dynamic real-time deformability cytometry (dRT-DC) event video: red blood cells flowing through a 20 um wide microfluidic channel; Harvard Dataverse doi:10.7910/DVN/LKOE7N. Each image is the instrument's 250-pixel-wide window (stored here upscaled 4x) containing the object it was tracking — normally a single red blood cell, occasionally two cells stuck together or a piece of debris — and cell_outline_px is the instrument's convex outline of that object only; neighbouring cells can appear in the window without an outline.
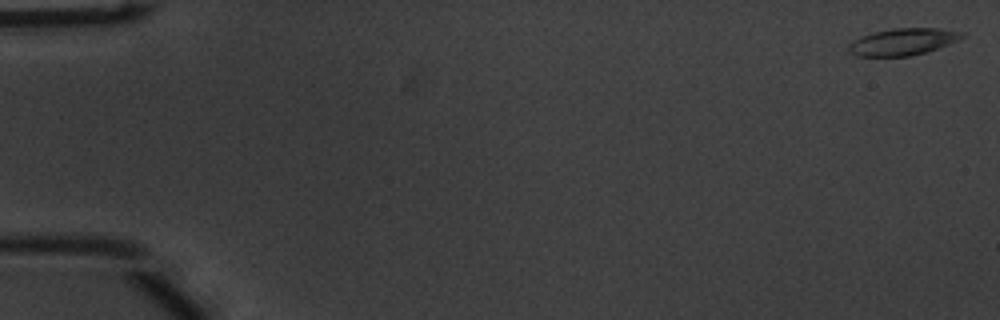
{"species": "common noctule bat (a hibernating species)", "species_latin": "Nyctalus noctula", "temperature_condition": "warm", "stored_images_in_passage": 54, "camera_frame_rate_fps": 3000, "um_per_image_px": 0.085, "animal": {"sex": "male", "body_mass_g": 20.1, "forearm_length_mm": 53.5}, "frame": {"image": 1, "passage_image": 1, "time_ms": 0.0, "image_size_px": [1000, 320], "cell_outline_px": [[964, 36], [948, 44], [924, 52], [908, 56], [856, 56], [848, 52], [848, 44], [852, 40], [872, 32], [892, 28], [936, 28], [964, 32]], "centroid_in_image_um": [76.67, 3.54], "position_along_channel_um": 8.3, "area_um2": 17.63}}
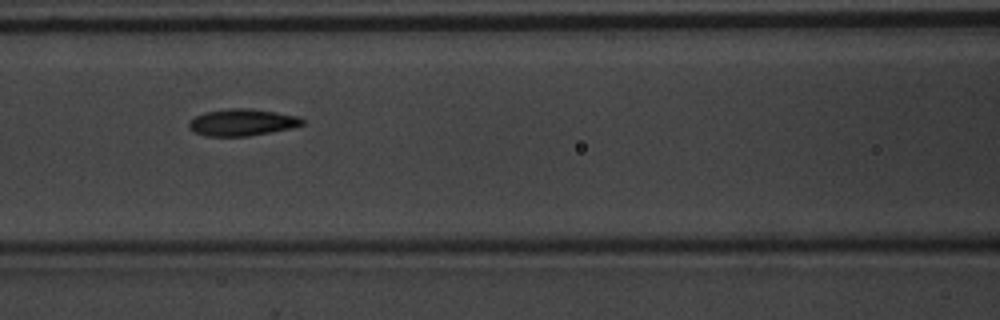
{"frame": {"image": 2, "passage_image": 24, "time_ms": 7.667, "image_size_px": [1000, 320], "cell_outline_px": [[304, 124], [292, 128], [248, 136], [204, 136], [188, 128], [188, 120], [204, 112], [228, 108], [252, 108], [300, 116], [304, 120]], "centroid_in_image_um": [20.58, 10.39], "position_along_channel_um": 146.0, "area_um2": 17.92}}
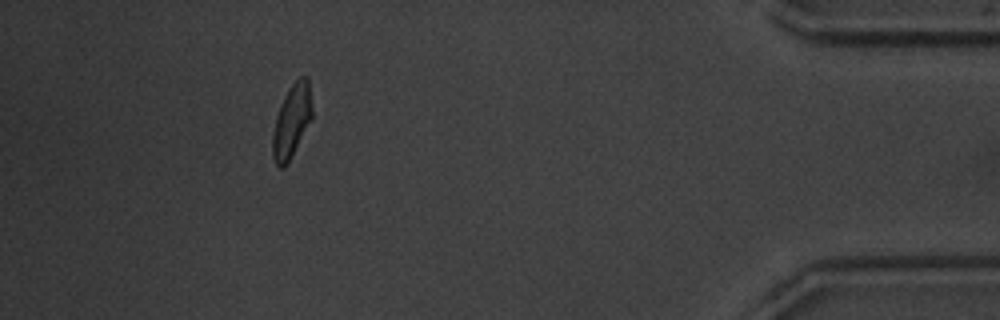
{"frame": {"image": 3, "passage_image": 49, "time_ms": 16.0, "image_size_px": [1000, 320], "cell_outline_px": [[312, 120], [288, 164], [284, 168], [280, 168], [276, 164], [272, 156], [272, 136], [276, 116], [280, 104], [288, 88], [300, 76], [308, 76], [312, 108]], "centroid_in_image_um": [24.8, 10.31], "position_along_channel_um": 410.4, "area_um2": 17.17}, "authors_computed_cell_mechanics": {"area_um2": 17.4845, "velocity_mm_per_s": 3.7976, "shape_relaxation_time_tau1_ms": 3.0882, "shape_relaxation_time_tau2_ms": 1.6253, "deformation_change_tau1": 0.1472, "deformation_change_tau2": 0.067}}